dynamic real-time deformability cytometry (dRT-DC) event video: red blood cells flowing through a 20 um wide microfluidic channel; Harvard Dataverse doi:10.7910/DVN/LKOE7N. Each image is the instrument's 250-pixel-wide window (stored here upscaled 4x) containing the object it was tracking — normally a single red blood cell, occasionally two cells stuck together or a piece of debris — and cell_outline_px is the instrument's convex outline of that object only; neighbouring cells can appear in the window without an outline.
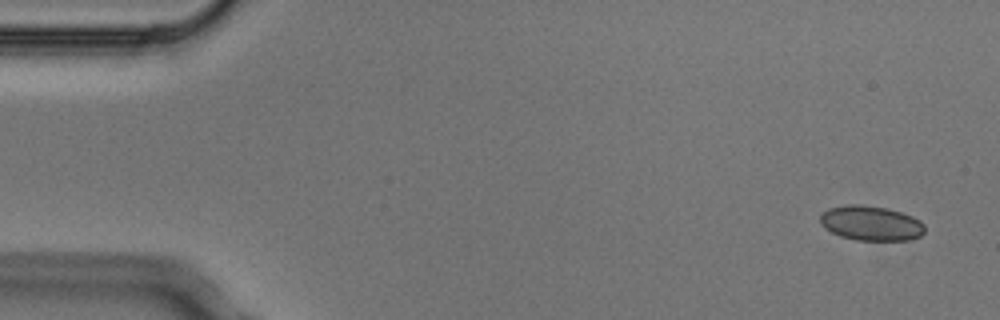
{"species": "Egyptian fruit bat (a non-hibernating species)", "species_latin": "Rousettus aegyptiacus", "temperature_condition": "cold", "stored_images_in_passage": 5, "camera_frame_rate_fps": 3000, "um_per_image_px": 0.085, "animal": {"sex": "male"}, "frame": {"image": 1, "passage_image": 1, "time_ms": 0.0, "image_size_px": [1000, 320], "cell_outline_px": [[924, 232], [920, 236], [908, 240], [856, 240], [840, 236], [824, 228], [820, 224], [820, 212], [828, 208], [848, 204], [860, 204], [888, 208], [912, 216], [920, 220], [924, 224]], "centroid_in_image_um": [74.0, 18.96], "position_along_channel_um": 11.0, "area_um2": 21.39}}